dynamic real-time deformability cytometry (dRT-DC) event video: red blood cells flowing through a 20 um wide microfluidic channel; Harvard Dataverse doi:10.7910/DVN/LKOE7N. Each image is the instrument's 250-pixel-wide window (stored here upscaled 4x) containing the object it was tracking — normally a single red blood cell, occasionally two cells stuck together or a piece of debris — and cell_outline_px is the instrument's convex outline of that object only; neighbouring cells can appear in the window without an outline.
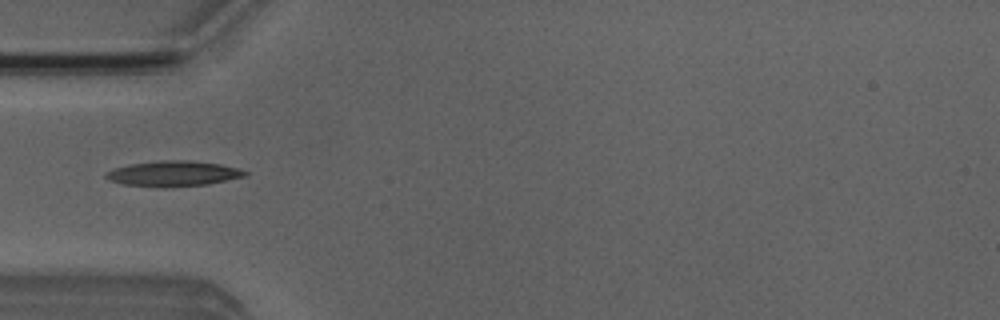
{"species": "Egyptian fruit bat (a non-hibernating species)", "species_latin": "Rousettus aegyptiacus", "temperature_condition": "room temperature", "stored_images_in_passage": 6, "camera_frame_rate_fps": 3000, "um_per_image_px": 0.085, "animal": {"sex": "male"}, "frame": {"image": 1, "passage_image": 5, "time_ms": 4.667, "image_size_px": [1000, 320], "cell_outline_px": [[248, 172], [244, 176], [208, 184], [156, 188], [124, 184], [108, 180], [104, 176], [108, 172], [116, 168], [128, 164], [160, 160], [188, 160], [220, 164], [236, 168]], "centroid_in_image_um": [14.68, 14.76], "position_along_channel_um": 70.3, "area_um2": 20.46}}